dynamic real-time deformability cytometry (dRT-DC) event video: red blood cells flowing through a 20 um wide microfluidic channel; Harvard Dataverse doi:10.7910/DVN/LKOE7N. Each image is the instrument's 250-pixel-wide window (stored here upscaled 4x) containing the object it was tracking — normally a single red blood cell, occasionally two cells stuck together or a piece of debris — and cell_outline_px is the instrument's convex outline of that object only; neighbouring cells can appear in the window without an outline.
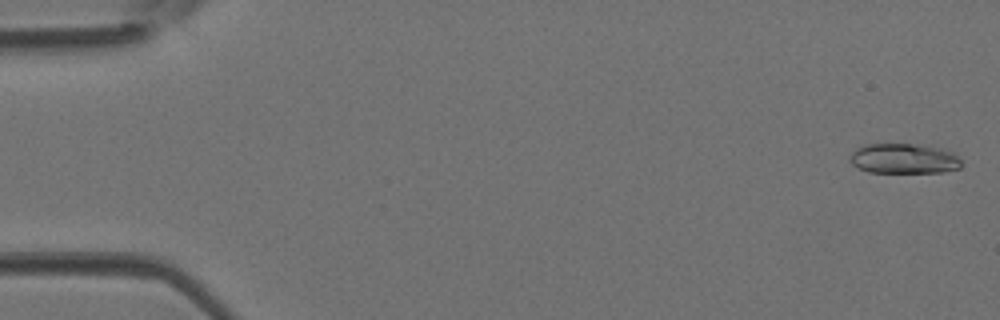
{"species": "Egyptian fruit bat (a non-hibernating species)", "species_latin": "Rousettus aegyptiacus", "temperature_condition": "room temperature", "stored_images_in_passage": 21, "camera_frame_rate_fps": 3000, "um_per_image_px": 0.085, "animal": {"sex": "female"}, "frame": {"image": 1, "passage_image": 1, "time_ms": 0.0, "image_size_px": [1000, 320], "cell_outline_px": [[960, 168], [944, 172], [868, 172], [852, 164], [848, 160], [852, 152], [856, 148], [864, 144], [928, 144], [944, 148], [956, 152], [960, 160]], "centroid_in_image_um": [76.87, 13.46], "position_along_channel_um": 8.1, "area_um2": 19.94}}
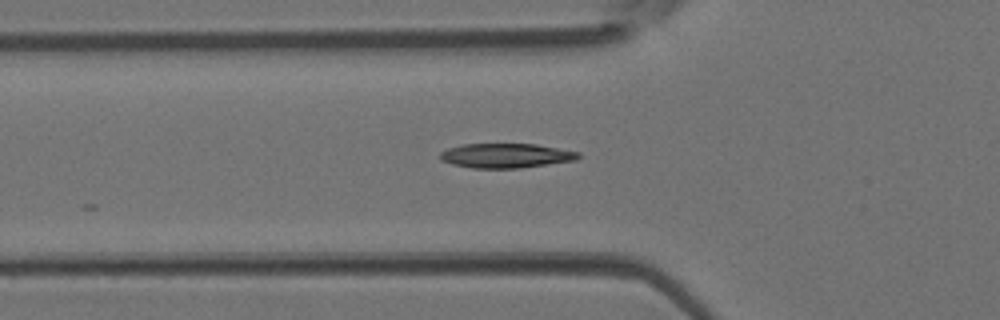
{"frame": {"image": 2, "passage_image": 15, "time_ms": 4.667, "image_size_px": [1000, 320], "cell_outline_px": [[580, 156], [576, 160], [520, 168], [472, 168], [452, 164], [440, 160], [440, 152], [448, 148], [464, 144], [536, 144], [580, 152]], "centroid_in_image_um": [43.0, 13.23], "position_along_channel_um": 82.8, "area_um2": 19.71}}
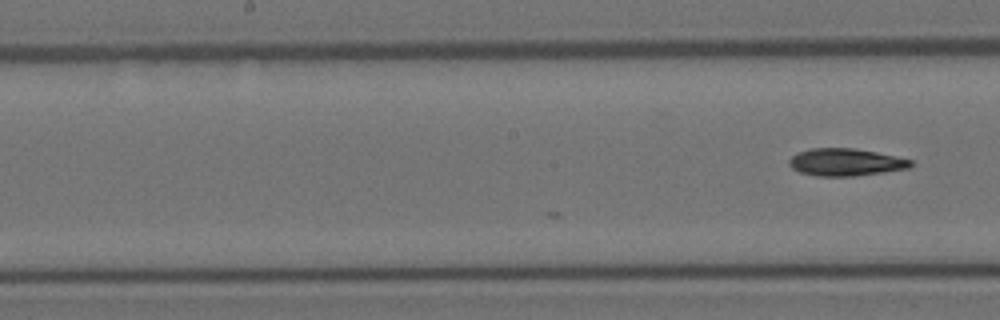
{"frame": {"image": 3, "passage_image": 21, "time_ms": 6.667, "image_size_px": [1000, 320], "cell_outline_px": [[912, 164], [908, 168], [884, 172], [852, 176], [816, 176], [800, 172], [792, 168], [788, 164], [788, 160], [796, 152], [812, 148], [856, 148], [876, 152], [912, 160]], "centroid_in_image_um": [71.83, 13.78], "position_along_channel_um": 176.4, "area_um2": 19.36}}